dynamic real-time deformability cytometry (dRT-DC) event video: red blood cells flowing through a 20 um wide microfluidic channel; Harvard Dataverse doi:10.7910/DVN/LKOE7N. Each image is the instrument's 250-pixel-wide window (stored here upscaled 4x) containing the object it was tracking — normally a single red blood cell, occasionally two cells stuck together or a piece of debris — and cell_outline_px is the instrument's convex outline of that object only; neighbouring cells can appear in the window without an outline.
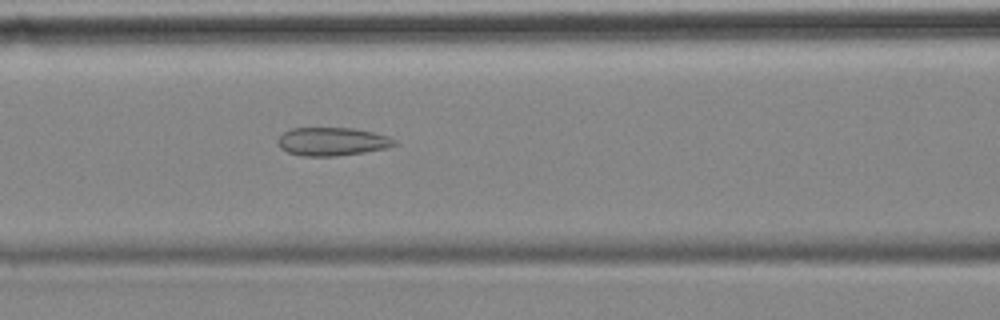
{"species": "common noctule bat (a hibernating species)", "species_latin": "Nyctalus noctula", "temperature_condition": "cold", "stored_images_in_passage": 56, "camera_frame_rate_fps": 3000, "um_per_image_px": 0.085, "animal": {"sex": "female", "body_mass_g": 18.4}, "frame": {"image": 1, "passage_image": 23, "time_ms": 7.333, "image_size_px": [1000, 320], "cell_outline_px": [[396, 144], [384, 148], [364, 152], [336, 156], [300, 156], [288, 152], [280, 148], [276, 144], [276, 140], [284, 132], [292, 128], [352, 128], [372, 132], [388, 136], [396, 140]], "centroid_in_image_um": [28.18, 12.03], "position_along_channel_um": 138.4, "area_um2": 19.19}}
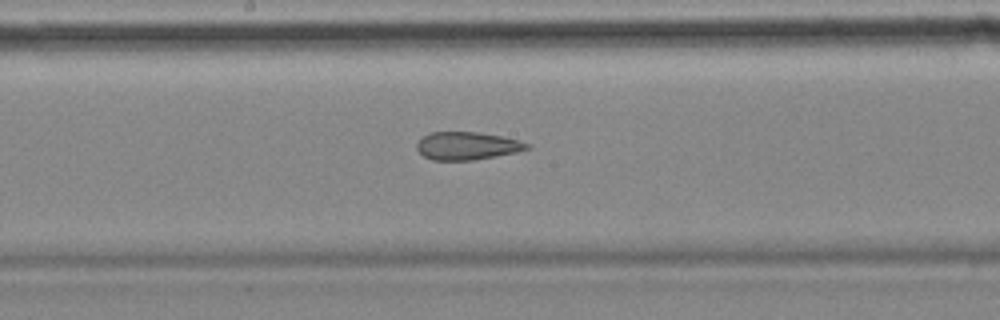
{"frame": {"image": 2, "passage_image": 29, "time_ms": 9.333, "image_size_px": [1000, 320], "cell_outline_px": [[532, 148], [516, 152], [496, 156], [472, 160], [432, 160], [424, 156], [416, 148], [416, 144], [424, 136], [432, 132], [480, 132], [520, 140], [532, 144]], "centroid_in_image_um": [39.75, 12.39], "position_along_channel_um": 208.4, "area_um2": 17.92}}
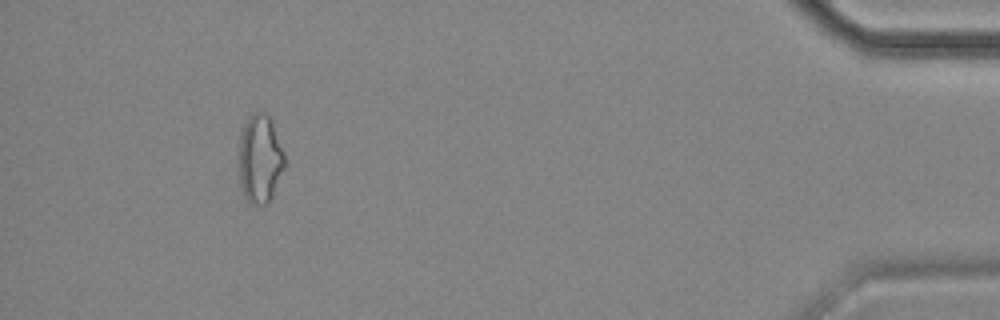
{"frame": {"image": 3, "passage_image": 52, "time_ms": 17.0, "image_size_px": [1000, 320], "cell_outline_px": [[288, 164], [268, 204], [252, 204], [244, 196], [240, 184], [240, 136], [244, 124], [248, 116], [252, 112], [264, 108], [272, 120], [284, 152]], "centroid_in_image_um": [22.15, 13.45], "position_along_channel_um": 413.1, "area_um2": 24.22}, "authors_computed_cell_mechanics": {"area_um2": 21.4727, "velocity_mm_per_s": 3.5203, "shape_relaxation_time_tau1_ms": null, "shape_relaxation_time_tau2_ms": 2.7685, "deformation_change_tau1": null, "deformation_change_tau2": 0.1077}}